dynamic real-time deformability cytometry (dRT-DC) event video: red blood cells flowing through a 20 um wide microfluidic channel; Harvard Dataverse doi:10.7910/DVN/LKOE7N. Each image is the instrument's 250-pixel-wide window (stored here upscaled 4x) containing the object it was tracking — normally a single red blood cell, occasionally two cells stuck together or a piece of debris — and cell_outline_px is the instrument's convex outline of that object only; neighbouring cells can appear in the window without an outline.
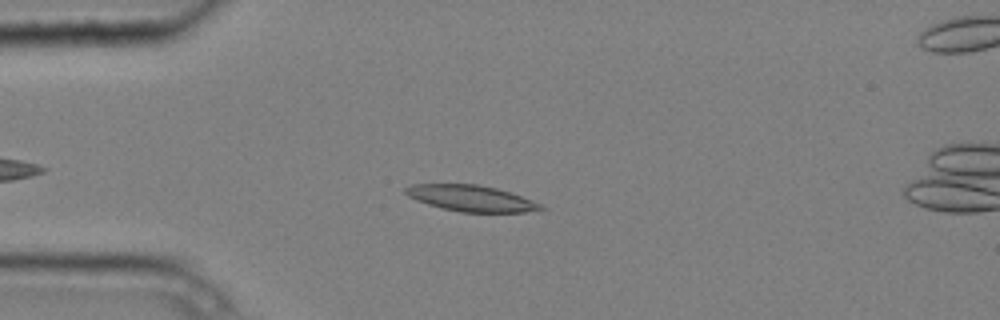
{"species": "common noctule bat (a hibernating species)", "species_latin": "Nyctalus noctula", "temperature_condition": "cold", "stored_images_in_passage": 4, "camera_frame_rate_fps": 3000, "um_per_image_px": 0.085, "animal": {"sex": "male", "body_mass_g": 20.4}, "frame": {"image": 1, "passage_image": 3, "time_ms": 0.667, "image_size_px": [1000, 320], "cell_outline_px": [[548, 208], [524, 212], [460, 212], [440, 208], [416, 200], [408, 196], [404, 192], [404, 188], [412, 184], [476, 184], [496, 188], [532, 200]], "centroid_in_image_um": [40.01, 16.86], "position_along_channel_um": 45.0, "area_um2": 20.46}}